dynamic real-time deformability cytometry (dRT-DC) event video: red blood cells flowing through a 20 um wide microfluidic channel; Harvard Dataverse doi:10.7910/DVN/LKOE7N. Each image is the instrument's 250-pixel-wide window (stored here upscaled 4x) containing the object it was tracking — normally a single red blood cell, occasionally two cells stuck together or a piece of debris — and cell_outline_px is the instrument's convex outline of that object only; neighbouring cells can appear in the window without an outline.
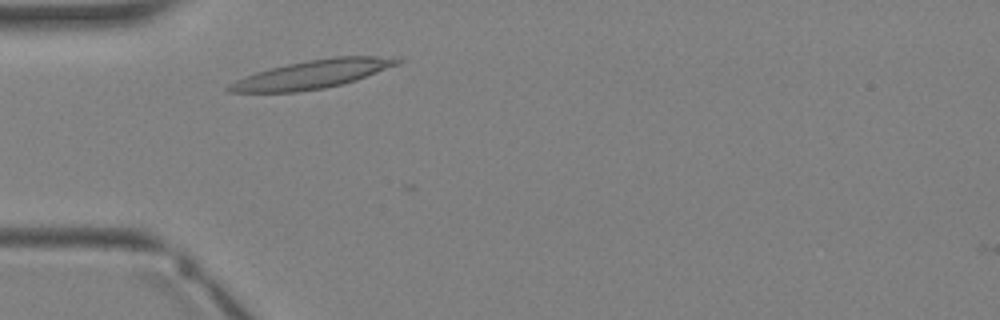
{"species": "Egyptian fruit bat (a non-hibernating species)", "species_latin": "Rousettus aegyptiacus", "temperature_condition": "warm", "stored_images_in_passage": 1, "camera_frame_rate_fps": 3000, "um_per_image_px": 0.085, "animal": {"sex": "female"}, "frame": {"image": 1, "passage_image": 1, "time_ms": 0.0, "image_size_px": [1000, 320], "cell_outline_px": [[404, 60], [400, 64], [356, 80], [324, 88], [296, 92], [228, 92], [224, 88], [228, 84], [244, 76], [256, 72], [288, 64], [308, 60], [336, 56], [376, 56]], "centroid_in_image_um": [26.53, 6.32], "position_along_channel_um": 58.5, "area_um2": 27.63}}